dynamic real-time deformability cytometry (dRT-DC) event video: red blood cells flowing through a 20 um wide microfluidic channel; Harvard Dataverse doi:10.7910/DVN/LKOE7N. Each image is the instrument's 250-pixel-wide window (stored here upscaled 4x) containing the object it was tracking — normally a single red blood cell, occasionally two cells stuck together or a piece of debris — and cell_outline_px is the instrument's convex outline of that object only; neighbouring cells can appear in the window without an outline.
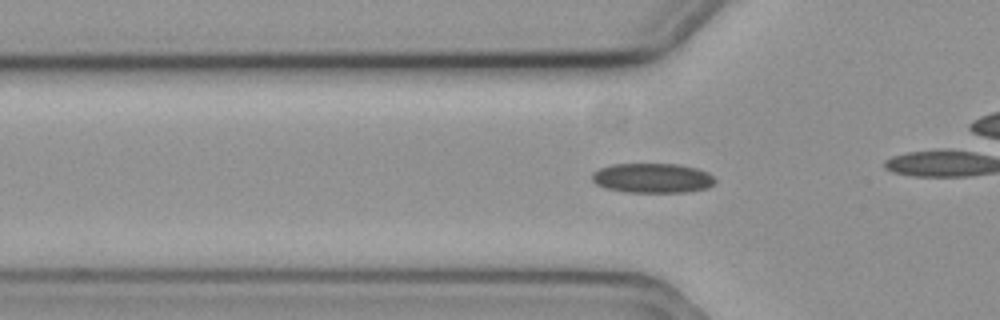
{"species": "common noctule bat (a hibernating species)", "species_latin": "Nyctalus noctula", "temperature_condition": "cold", "stored_images_in_passage": 45, "camera_frame_rate_fps": 3000, "um_per_image_px": 0.085, "animal": {"sex": "female", "body_mass_g": 19.3, "forearm_length_mm": 54.1}, "frame": {"image": 1, "passage_image": 10, "time_ms": 3.0, "image_size_px": [1000, 320], "cell_outline_px": [[716, 184], [708, 188], [684, 192], [624, 192], [604, 188], [596, 184], [592, 180], [592, 172], [600, 168], [612, 164], [676, 164], [696, 168], [708, 172], [716, 180]], "centroid_in_image_um": [55.45, 15.14], "position_along_channel_um": 70.3, "area_um2": 21.44}}
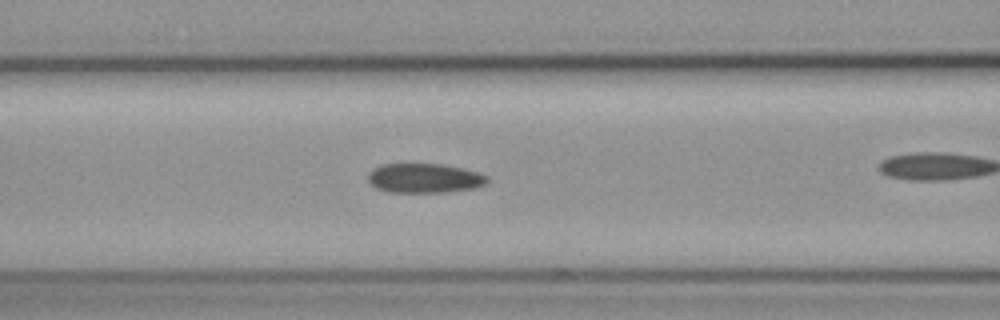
{"frame": {"image": 2, "passage_image": 15, "time_ms": 4.667, "image_size_px": [1000, 320], "cell_outline_px": [[488, 180], [484, 184], [476, 188], [444, 192], [388, 192], [376, 188], [368, 180], [368, 172], [372, 168], [380, 164], [444, 164], [476, 172], [488, 176]], "centroid_in_image_um": [36.03, 15.14], "position_along_channel_um": 130.6, "area_um2": 20.46}, "authors_computed_cell_mechanics": {"area_um2": 20.5768, "velocity_mm_per_s": 3.6079, "shape_relaxation_time_tau1_ms": null, "shape_relaxation_time_tau2_ms": 7.5284, "deformation_change_tau1": null, "deformation_change_tau2": 0.1385}}